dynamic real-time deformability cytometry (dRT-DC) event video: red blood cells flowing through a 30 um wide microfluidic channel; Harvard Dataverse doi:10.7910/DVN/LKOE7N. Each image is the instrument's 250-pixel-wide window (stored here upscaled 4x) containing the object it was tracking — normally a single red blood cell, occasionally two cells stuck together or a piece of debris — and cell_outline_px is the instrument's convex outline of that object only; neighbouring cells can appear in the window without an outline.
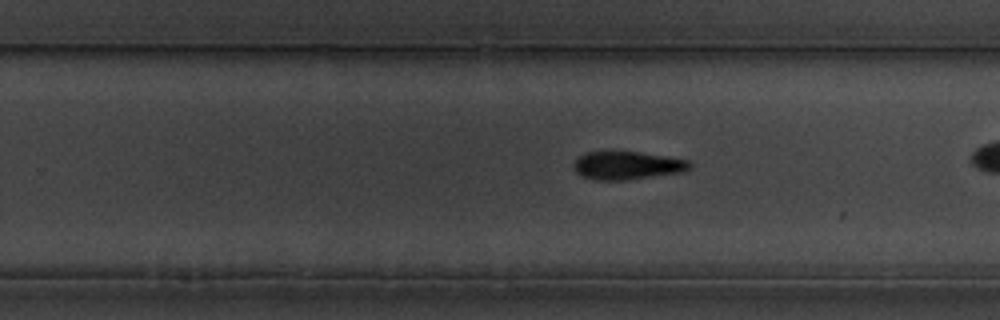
{"species": "common noctule bat (a hibernating species)", "species_latin": "Nyctalus noctula", "temperature_condition": "cold", "stored_images_in_passage": 31, "camera_frame_rate_fps": 3000, "um_per_image_px": 0.085, "animal": {"sex": "male", "body_mass_g": 19.5, "forearm_length_mm": 54.6}, "frame": {"image": 1, "passage_image": 22, "time_ms": 7.0, "image_size_px": [1000, 320], "cell_outline_px": [[692, 168], [684, 172], [624, 180], [596, 180], [580, 176], [572, 168], [572, 164], [584, 152], [640, 152], [688, 160], [692, 164]], "centroid_in_image_um": [53.3, 14.07], "position_along_channel_um": 276.5, "area_um2": 19.07}}